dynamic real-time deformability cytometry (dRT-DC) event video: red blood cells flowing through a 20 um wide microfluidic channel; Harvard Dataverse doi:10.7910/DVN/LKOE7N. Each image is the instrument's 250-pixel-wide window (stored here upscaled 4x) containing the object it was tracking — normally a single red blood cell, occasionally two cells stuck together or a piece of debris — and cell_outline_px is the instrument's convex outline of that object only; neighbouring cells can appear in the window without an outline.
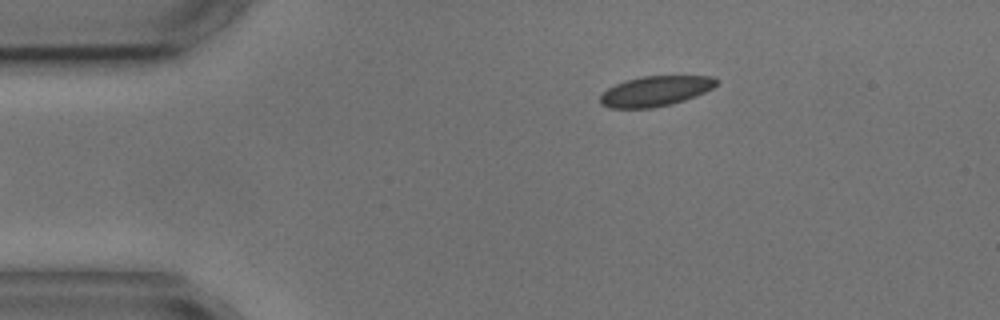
{"species": "common noctule bat (a hibernating species)", "species_latin": "Nyctalus noctula", "temperature_condition": "cold", "stored_images_in_passage": 3, "camera_frame_rate_fps": 3000, "um_per_image_px": 0.085, "animal": {"sex": "male", "body_mass_g": 17.9, "forearm_length_mm": 54.2}, "frame": {"image": 1, "passage_image": 3, "time_ms": 2.333, "image_size_px": [1000, 320], "cell_outline_px": [[720, 80], [712, 88], [696, 96], [672, 104], [652, 108], [608, 108], [600, 104], [600, 96], [608, 88], [624, 80], [644, 76], [712, 76]], "centroid_in_image_um": [55.7, 7.75], "position_along_channel_um": 29.3, "area_um2": 20.46}}